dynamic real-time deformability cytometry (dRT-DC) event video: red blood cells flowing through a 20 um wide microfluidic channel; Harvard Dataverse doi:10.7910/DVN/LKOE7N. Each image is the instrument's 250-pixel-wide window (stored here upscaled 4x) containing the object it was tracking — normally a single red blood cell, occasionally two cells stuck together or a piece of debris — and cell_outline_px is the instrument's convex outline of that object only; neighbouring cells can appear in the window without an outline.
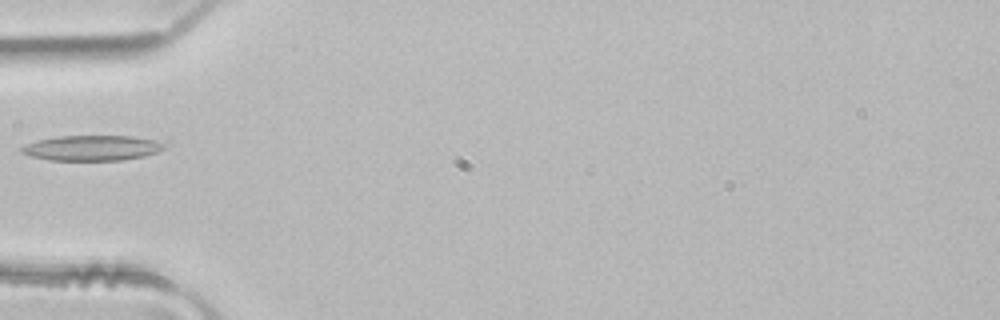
{"species": "common noctule bat (a hibernating species)", "species_latin": "Nyctalus noctula", "temperature_condition": "room temperature", "stored_images_in_passage": 3, "camera_frame_rate_fps": 3000, "um_per_image_px": 0.085, "animal": {"sex": "male", "body_mass_g": 21.5, "forearm_length_mm": 52.0}, "frame": {"image": 1, "passage_image": 3, "time_ms": 0.667, "image_size_px": [1000, 320], "cell_outline_px": [[164, 148], [156, 152], [144, 156], [120, 160], [48, 160], [32, 156], [20, 152], [20, 148], [24, 144], [36, 140], [60, 136], [132, 136], [156, 140], [164, 144]], "centroid_in_image_um": [7.77, 12.57], "position_along_channel_um": 77.2, "area_um2": 20.92}}